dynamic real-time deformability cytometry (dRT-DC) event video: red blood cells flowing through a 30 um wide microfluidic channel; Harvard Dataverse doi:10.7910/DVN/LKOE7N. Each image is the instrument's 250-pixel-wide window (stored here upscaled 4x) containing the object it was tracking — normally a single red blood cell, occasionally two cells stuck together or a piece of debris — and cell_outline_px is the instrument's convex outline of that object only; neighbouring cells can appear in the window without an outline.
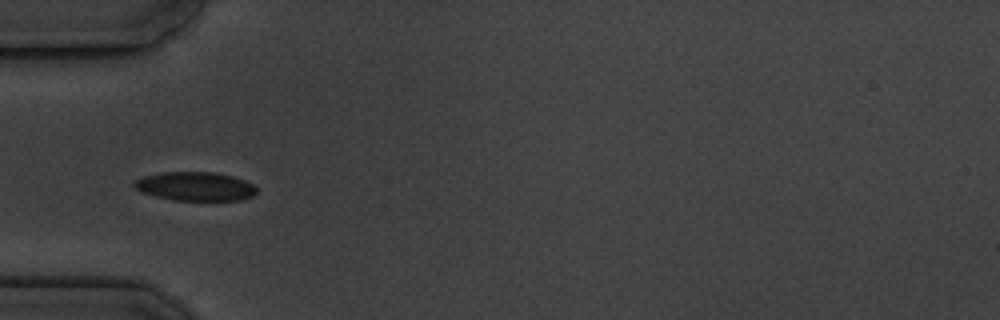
{"species": "common noctule bat (a hibernating species)", "species_latin": "Nyctalus noctula", "temperature_condition": "cold", "stored_images_in_passage": 16, "camera_frame_rate_fps": 3000, "um_per_image_px": 0.085, "animal": {"sex": "male", "body_mass_g": 19.5, "forearm_length_mm": 54.6}, "frame": {"image": 1, "passage_image": 5, "time_ms": 4.333, "image_size_px": [1000, 320], "cell_outline_px": [[256, 192], [252, 196], [240, 200], [172, 200], [140, 192], [132, 184], [136, 180], [144, 176], [160, 172], [212, 172], [232, 176], [244, 180], [252, 184], [256, 188]], "centroid_in_image_um": [16.57, 15.84], "position_along_channel_um": 68.4, "area_um2": 20.46}}
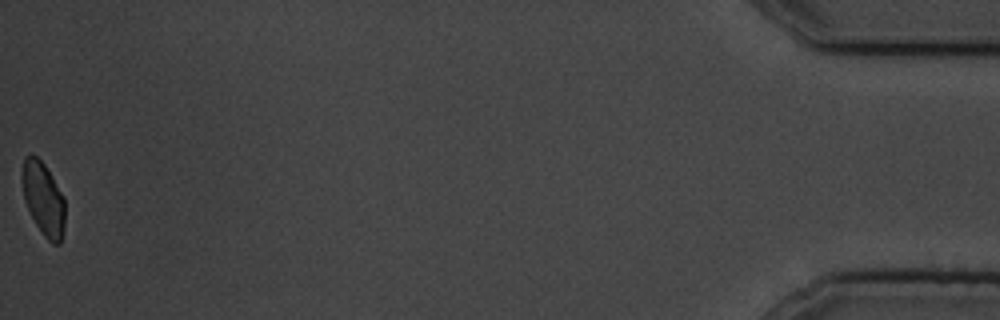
{"frame": {"image": 2, "passage_image": 16, "time_ms": 17.333, "image_size_px": [1000, 320], "cell_outline_px": [[64, 228], [60, 244], [52, 244], [44, 236], [36, 224], [24, 200], [20, 176], [20, 172], [24, 156], [36, 156], [44, 164], [64, 196]], "centroid_in_image_um": [3.66, 16.88], "position_along_channel_um": 431.5, "area_um2": 18.38}, "authors_computed_cell_mechanics": {"area_um2": 20.4034, "velocity_mm_per_s": 3.5189, "shape_relaxation_time_tau1_ms": 1.0303, "shape_relaxation_time_tau2_ms": null, "deformation_change_tau1": 0.0681, "deformation_change_tau2": null}}